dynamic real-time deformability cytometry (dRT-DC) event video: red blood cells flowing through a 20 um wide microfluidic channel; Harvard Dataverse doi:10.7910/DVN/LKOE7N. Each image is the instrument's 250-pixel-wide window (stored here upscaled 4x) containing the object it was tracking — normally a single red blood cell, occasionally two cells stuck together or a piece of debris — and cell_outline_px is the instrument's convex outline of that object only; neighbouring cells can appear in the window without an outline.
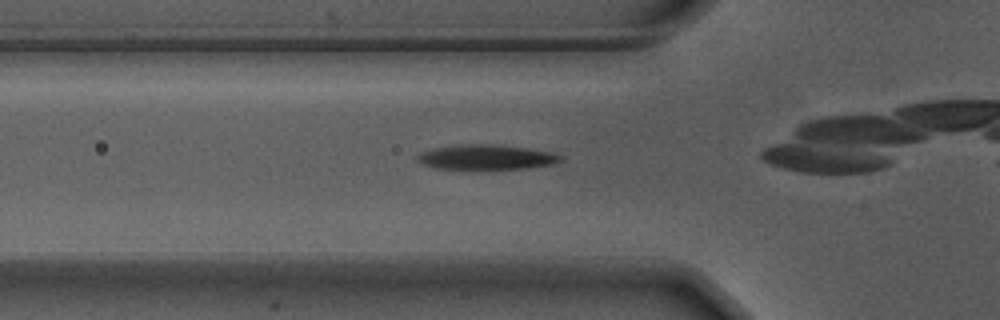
{"species": "Egyptian fruit bat (a non-hibernating species)", "species_latin": "Rousettus aegyptiacus", "temperature_condition": "warm", "stored_images_in_passage": 28, "camera_frame_rate_fps": 3000, "um_per_image_px": 0.085, "animal": {"sex": "male"}, "frame": {"image": 1, "passage_image": 3, "time_ms": 0.667, "image_size_px": [1000, 320], "cell_outline_px": [[564, 160], [552, 164], [528, 168], [492, 172], [472, 172], [436, 168], [424, 164], [416, 160], [416, 156], [420, 152], [432, 148], [452, 144], [492, 144], [528, 148], [552, 152], [564, 156]], "centroid_in_image_um": [41.31, 13.41], "position_along_channel_um": 84.5, "area_um2": 22.37}}
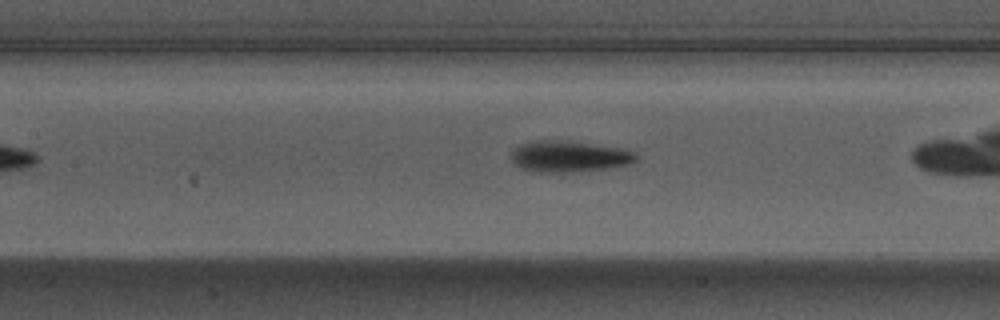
{"frame": {"image": 2, "passage_image": 9, "time_ms": 2.667, "image_size_px": [1000, 320], "cell_outline_px": [[636, 160], [628, 164], [604, 168], [568, 172], [532, 172], [520, 168], [512, 160], [512, 148], [520, 144], [532, 140], [564, 140], [620, 148], [632, 152], [636, 156]], "centroid_in_image_um": [48.27, 13.28], "position_along_channel_um": 159.1, "area_um2": 22.48}}
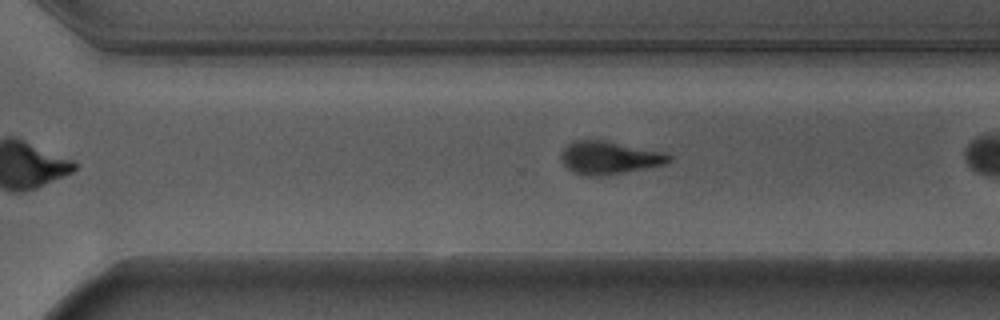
{"frame": {"image": 3, "passage_image": 22, "time_ms": 7.0, "image_size_px": [1000, 320], "cell_outline_px": [[672, 160], [668, 164], [624, 172], [592, 176], [584, 176], [572, 172], [560, 160], [560, 152], [572, 140], [604, 140], [664, 152], [672, 156]], "centroid_in_image_um": [51.77, 13.4], "position_along_channel_um": 318.8, "area_um2": 20.75}}